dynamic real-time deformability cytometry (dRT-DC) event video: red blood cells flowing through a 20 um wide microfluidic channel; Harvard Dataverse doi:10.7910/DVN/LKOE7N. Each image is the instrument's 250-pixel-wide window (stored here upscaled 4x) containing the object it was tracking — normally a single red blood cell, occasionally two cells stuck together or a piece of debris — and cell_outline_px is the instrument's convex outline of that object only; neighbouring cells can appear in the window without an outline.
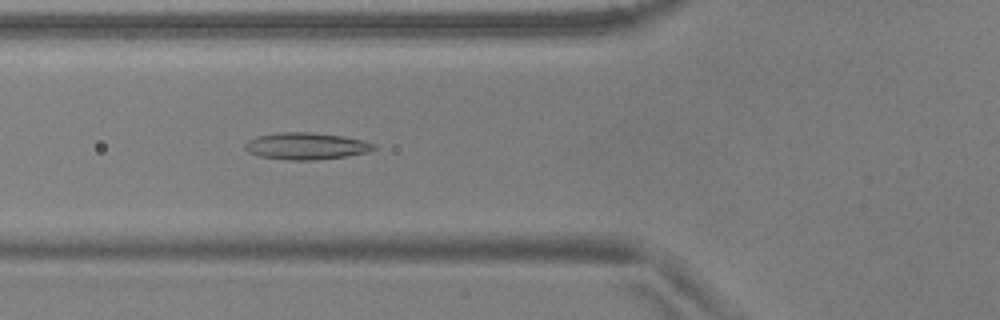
{"species": "common noctule bat (a hibernating species)", "species_latin": "Nyctalus noctula", "temperature_condition": "warm", "stored_images_in_passage": 45, "segment_of_instrument_passage": [1, 2], "camera_frame_rate_fps": 3000, "um_per_image_px": 0.085, "animal": {"sex": "male", "body_mass_g": 17.9, "forearm_length_mm": 54.2}, "frame": {"image": 1, "passage_image": 10, "time_ms": 3.0, "image_size_px": [1000, 320], "cell_outline_px": [[376, 148], [368, 152], [348, 156], [316, 160], [288, 160], [260, 156], [248, 152], [244, 148], [244, 144], [248, 140], [256, 136], [276, 132], [312, 132], [344, 136], [376, 144]], "centroid_in_image_um": [26.01, 12.41], "position_along_channel_um": 99.8, "area_um2": 20.35}}
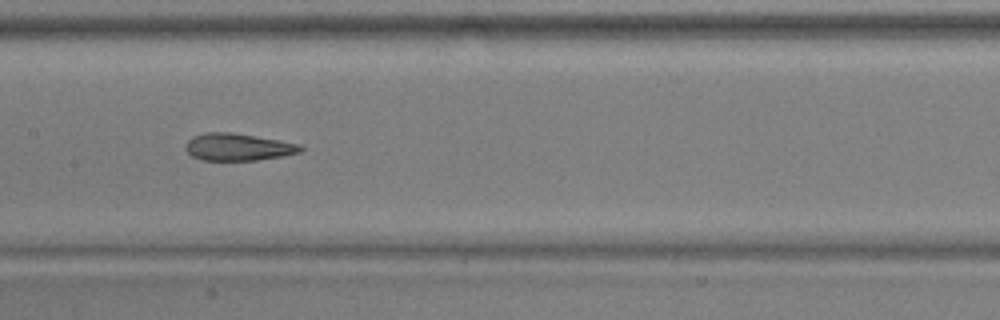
{"frame": {"image": 2, "passage_image": 17, "time_ms": 5.333, "image_size_px": [1000, 320], "cell_outline_px": [[304, 148], [300, 152], [280, 156], [256, 160], [200, 160], [192, 156], [184, 148], [188, 140], [192, 136], [204, 132], [232, 132], [300, 144]], "centroid_in_image_um": [20.18, 12.49], "position_along_channel_um": 187.2, "area_um2": 18.15}}
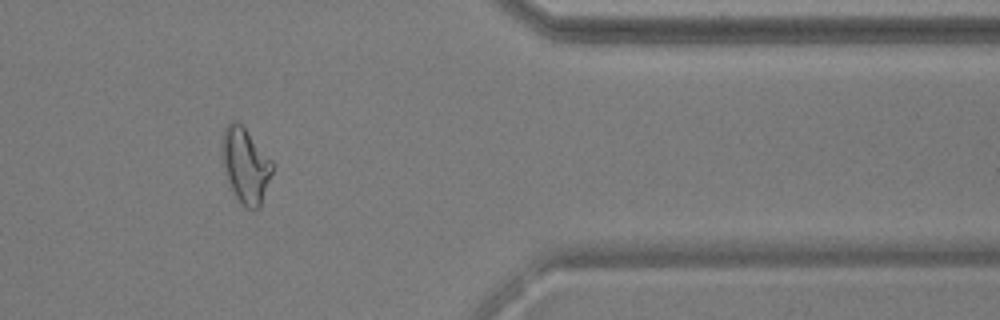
{"frame": {"image": 3, "passage_image": 35, "time_ms": 11.333, "image_size_px": [1000, 320], "cell_outline_px": [[272, 172], [260, 208], [248, 208], [240, 204], [224, 172], [220, 152], [220, 148], [224, 128], [232, 120], [236, 120], [244, 128], [272, 160]], "centroid_in_image_um": [20.83, 14.05], "position_along_channel_um": 390.6, "area_um2": 21.91}}